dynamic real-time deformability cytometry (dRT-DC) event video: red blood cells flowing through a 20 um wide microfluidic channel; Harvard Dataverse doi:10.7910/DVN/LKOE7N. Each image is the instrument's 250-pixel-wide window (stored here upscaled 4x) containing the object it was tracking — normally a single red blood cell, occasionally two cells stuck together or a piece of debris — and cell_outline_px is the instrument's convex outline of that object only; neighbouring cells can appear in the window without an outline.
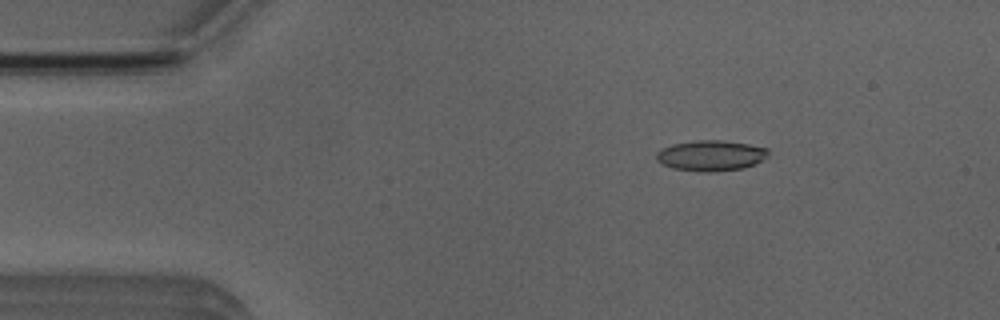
{"species": "Egyptian fruit bat (a non-hibernating species)", "species_latin": "Rousettus aegyptiacus", "temperature_condition": "room temperature", "stored_images_in_passage": 6, "camera_frame_rate_fps": 3000, "um_per_image_px": 0.085, "animal": {"sex": "male"}, "frame": {"image": 1, "passage_image": 3, "time_ms": 2.333, "image_size_px": [1000, 320], "cell_outline_px": [[768, 156], [756, 164], [744, 168], [716, 172], [700, 172], [672, 168], [656, 160], [656, 152], [660, 148], [672, 144], [696, 140], [720, 140], [748, 144], [768, 148]], "centroid_in_image_um": [60.42, 13.23], "position_along_channel_um": 24.6, "area_um2": 20.17}}